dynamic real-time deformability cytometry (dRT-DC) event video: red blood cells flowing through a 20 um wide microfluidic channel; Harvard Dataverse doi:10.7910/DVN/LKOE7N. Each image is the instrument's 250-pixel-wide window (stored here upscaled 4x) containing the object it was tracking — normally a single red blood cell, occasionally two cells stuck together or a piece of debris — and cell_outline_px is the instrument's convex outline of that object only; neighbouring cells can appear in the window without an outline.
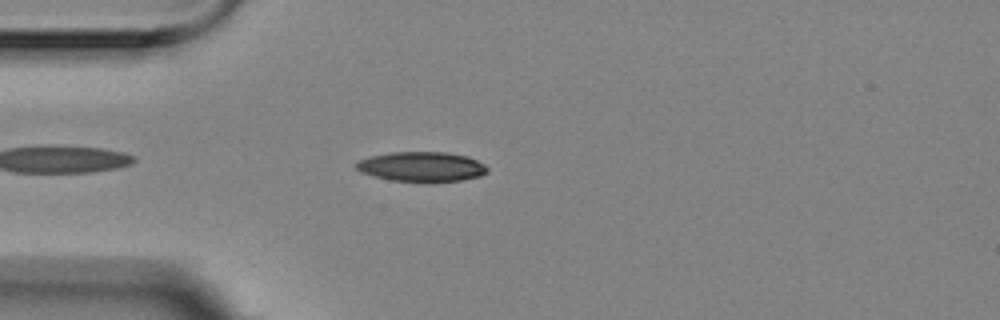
{"species": "Egyptian fruit bat (a non-hibernating species)", "species_latin": "Rousettus aegyptiacus", "temperature_condition": "room temperature", "stored_images_in_passage": 5, "camera_frame_rate_fps": 3000, "um_per_image_px": 0.085, "animal": {"sex": "female"}, "frame": {"image": 1, "passage_image": 5, "time_ms": 1.333, "image_size_px": [1000, 320], "cell_outline_px": [[488, 172], [480, 176], [460, 180], [432, 184], [392, 180], [372, 176], [360, 172], [352, 164], [360, 160], [372, 156], [392, 152], [448, 152], [468, 156], [484, 164], [488, 168]], "centroid_in_image_um": [35.85, 14.19], "position_along_channel_um": 49.2, "area_um2": 23.35}}